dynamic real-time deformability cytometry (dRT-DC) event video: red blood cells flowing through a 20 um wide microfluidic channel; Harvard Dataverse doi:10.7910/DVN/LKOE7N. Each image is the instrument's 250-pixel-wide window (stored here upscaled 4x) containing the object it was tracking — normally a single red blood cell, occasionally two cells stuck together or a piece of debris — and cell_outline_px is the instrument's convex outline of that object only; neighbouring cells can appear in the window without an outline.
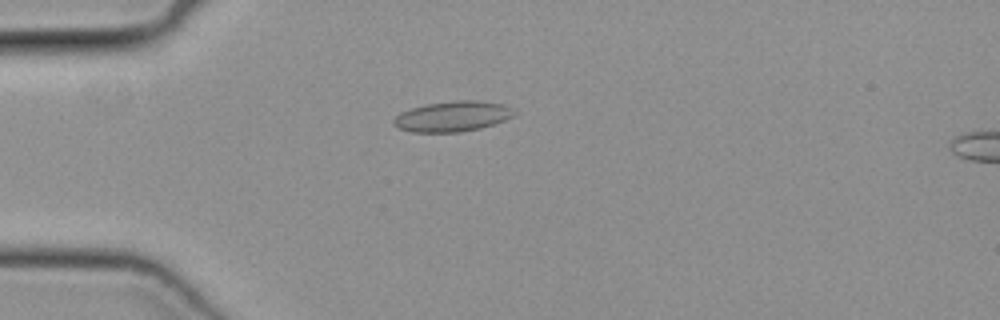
{"species": "common noctule bat (a hibernating species)", "species_latin": "Nyctalus noctula", "temperature_condition": "cold", "stored_images_in_passage": 46, "camera_frame_rate_fps": 3000, "um_per_image_px": 0.085, "animal": {"sex": "female", "body_mass_g": 19.3, "forearm_length_mm": 54.1}, "frame": {"image": 1, "passage_image": 10, "time_ms": 3.0, "image_size_px": [1000, 320], "cell_outline_px": [[516, 112], [512, 116], [504, 120], [480, 128], [460, 132], [412, 132], [396, 128], [392, 124], [392, 120], [400, 112], [412, 108], [428, 104], [456, 100], [476, 100], [504, 104], [512, 108]], "centroid_in_image_um": [38.43, 9.89], "position_along_channel_um": 46.6, "area_um2": 21.33}}
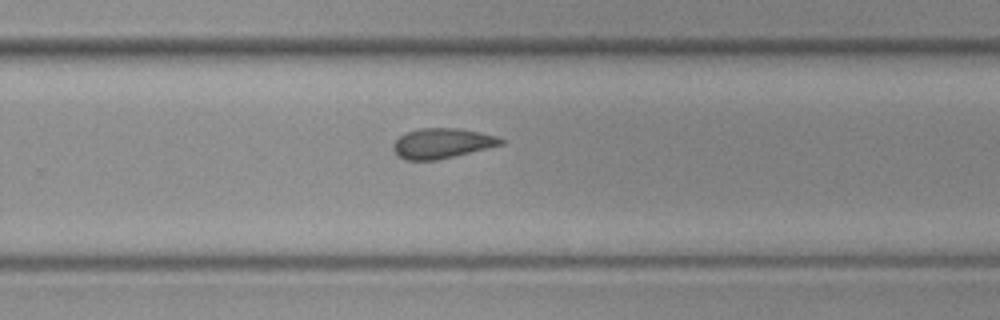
{"frame": {"image": 2, "passage_image": 29, "time_ms": 9.333, "image_size_px": [1000, 320], "cell_outline_px": [[504, 144], [436, 160], [404, 160], [396, 156], [392, 148], [392, 144], [400, 136], [408, 132], [420, 128], [456, 128], [480, 132], [496, 136], [504, 140]], "centroid_in_image_um": [37.53, 12.18], "position_along_channel_um": 292.3, "area_um2": 18.79}}
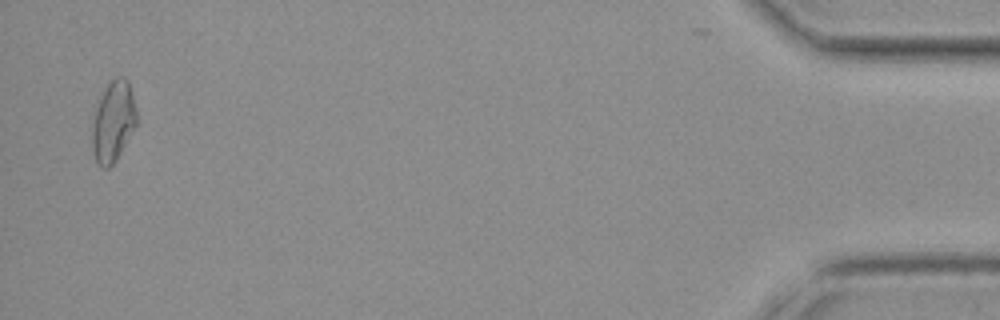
{"frame": {"image": 3, "passage_image": 45, "time_ms": 14.667, "image_size_px": [1000, 320], "cell_outline_px": [[136, 124], [116, 160], [108, 168], [104, 168], [96, 160], [92, 148], [92, 128], [96, 108], [100, 92], [116, 76], [124, 76], [128, 80], [136, 108]], "centroid_in_image_um": [9.61, 10.28], "position_along_channel_um": 425.6, "area_um2": 20.69}}